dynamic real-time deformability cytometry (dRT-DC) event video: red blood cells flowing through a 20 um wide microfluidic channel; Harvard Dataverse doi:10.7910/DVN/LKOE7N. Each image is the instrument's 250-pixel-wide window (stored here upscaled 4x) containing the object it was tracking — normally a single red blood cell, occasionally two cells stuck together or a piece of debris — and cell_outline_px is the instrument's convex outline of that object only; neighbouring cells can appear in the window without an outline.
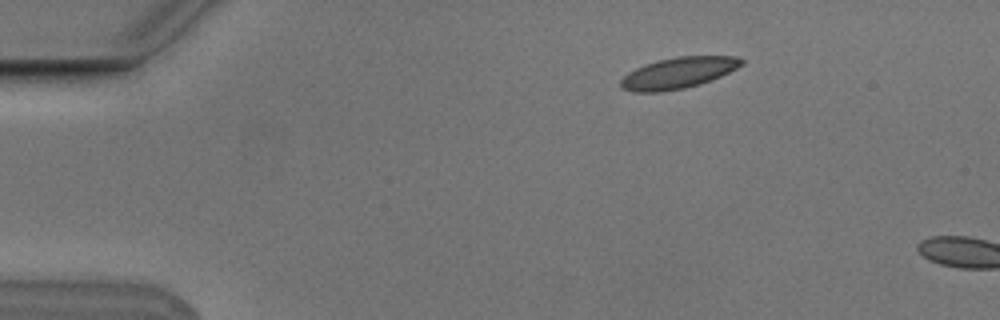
{"species": "Egyptian fruit bat (a non-hibernating species)", "species_latin": "Rousettus aegyptiacus", "temperature_condition": "cold", "stored_images_in_passage": 2, "camera_frame_rate_fps": 3000, "um_per_image_px": 0.085, "animal": {"sex": "male"}, "frame": {"image": 1, "passage_image": 1, "time_ms": 0.0, "image_size_px": [1000, 320], "cell_outline_px": [[744, 64], [720, 76], [700, 84], [684, 88], [660, 92], [632, 92], [620, 88], [620, 80], [628, 72], [644, 64], [656, 60], [680, 56], [736, 56], [744, 60]], "centroid_in_image_um": [57.61, 6.2], "position_along_channel_um": 27.4, "area_um2": 21.96}}